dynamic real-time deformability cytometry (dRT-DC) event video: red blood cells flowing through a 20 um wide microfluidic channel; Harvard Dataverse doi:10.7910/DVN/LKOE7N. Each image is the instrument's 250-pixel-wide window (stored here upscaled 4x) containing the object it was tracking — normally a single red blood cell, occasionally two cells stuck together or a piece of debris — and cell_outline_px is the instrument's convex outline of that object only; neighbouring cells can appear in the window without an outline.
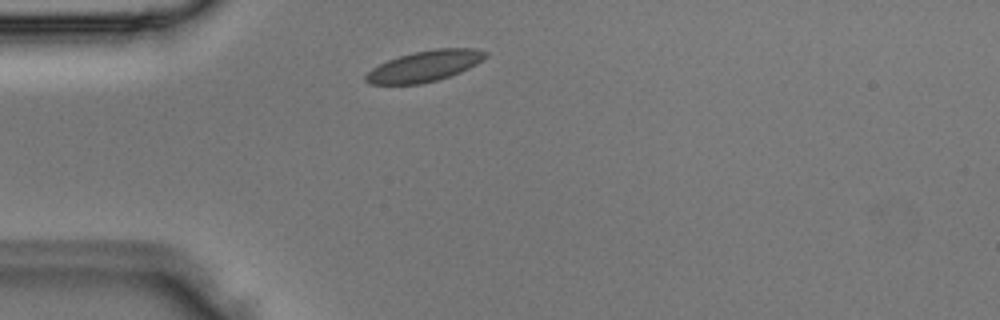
{"species": "Egyptian fruit bat (a non-hibernating species)", "species_latin": "Rousettus aegyptiacus", "temperature_condition": "room temperature", "stored_images_in_passage": 1, "camera_frame_rate_fps": 3000, "um_per_image_px": 0.085, "animal": {"sex": "male"}, "frame": {"image": 1, "passage_image": 1, "time_ms": 0.0, "image_size_px": [1000, 320], "cell_outline_px": [[488, 56], [476, 64], [460, 72], [436, 80], [420, 84], [368, 84], [364, 80], [364, 76], [372, 68], [388, 60], [400, 56], [416, 52], [436, 48], [476, 48], [488, 52]], "centroid_in_image_um": [36.1, 5.62], "position_along_channel_um": 48.9, "area_um2": 21.39}}